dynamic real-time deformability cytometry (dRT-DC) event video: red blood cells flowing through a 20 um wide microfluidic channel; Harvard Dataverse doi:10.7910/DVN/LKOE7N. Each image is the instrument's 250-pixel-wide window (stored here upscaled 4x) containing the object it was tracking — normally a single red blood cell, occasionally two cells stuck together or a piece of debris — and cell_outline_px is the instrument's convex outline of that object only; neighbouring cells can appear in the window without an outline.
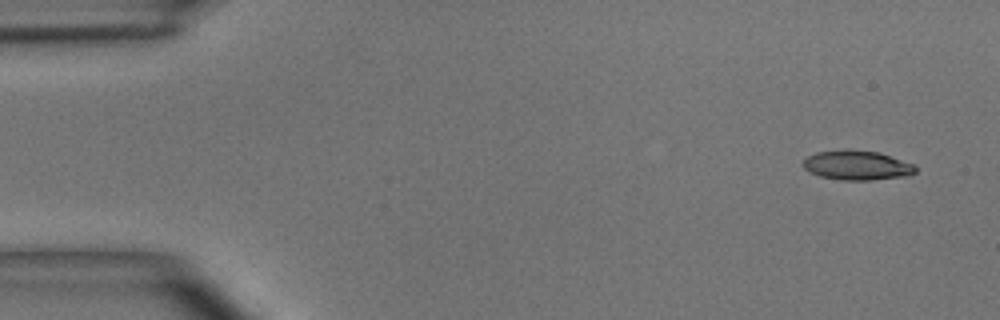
{"species": "common noctule bat (a hibernating species)", "species_latin": "Nyctalus noctula", "temperature_condition": "room temperature", "stored_images_in_passage": 4, "camera_frame_rate_fps": 3000, "um_per_image_px": 0.085, "animal": {"sex": "male", "body_mass_g": 15.6}, "frame": {"image": 1, "passage_image": 1, "time_ms": 0.0, "image_size_px": [1000, 320], "cell_outline_px": [[916, 172], [908, 176], [872, 180], [844, 180], [820, 176], [804, 168], [804, 160], [808, 156], [816, 152], [876, 152], [912, 164], [916, 168]], "centroid_in_image_um": [72.87, 14.1], "position_along_channel_um": 12.1, "area_um2": 18.26}}
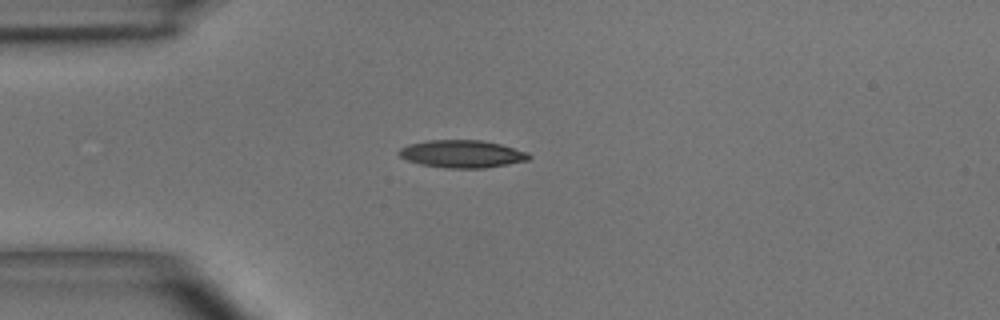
{"frame": {"image": 2, "passage_image": 3, "time_ms": 3.333, "image_size_px": [1000, 320], "cell_outline_px": [[532, 156], [528, 160], [484, 168], [444, 168], [420, 164], [408, 160], [400, 156], [396, 152], [400, 148], [408, 144], [428, 140], [480, 140], [500, 144], [528, 152]], "centroid_in_image_um": [39.25, 13.08], "position_along_channel_um": 45.8, "area_um2": 20.87}}